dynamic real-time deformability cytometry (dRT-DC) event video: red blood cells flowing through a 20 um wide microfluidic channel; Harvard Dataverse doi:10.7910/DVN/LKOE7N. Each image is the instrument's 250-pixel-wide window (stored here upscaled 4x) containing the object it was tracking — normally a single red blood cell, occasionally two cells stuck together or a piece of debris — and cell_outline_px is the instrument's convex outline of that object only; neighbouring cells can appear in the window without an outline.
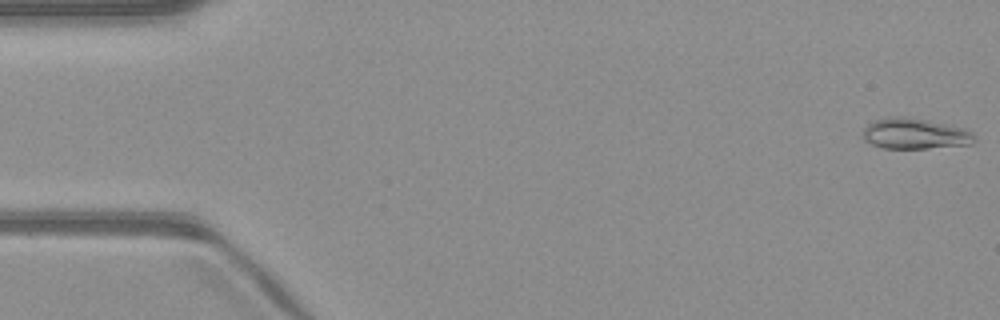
{"species": "common noctule bat (a hibernating species)", "species_latin": "Nyctalus noctula", "temperature_condition": "warm", "stored_images_in_passage": 50, "camera_frame_rate_fps": 3000, "um_per_image_px": 0.085, "animal": {"sex": "male", "body_mass_g": 23.1, "forearm_length_mm": 52.7}, "frame": {"image": 1, "passage_image": 1, "time_ms": 0.0, "image_size_px": [1000, 320], "cell_outline_px": [[976, 140], [972, 144], [928, 148], [884, 148], [872, 144], [864, 140], [864, 128], [872, 120], [888, 116], [908, 116], [952, 124], [968, 128], [972, 132]], "centroid_in_image_um": [77.81, 11.33], "position_along_channel_um": 7.2, "area_um2": 20.46}}
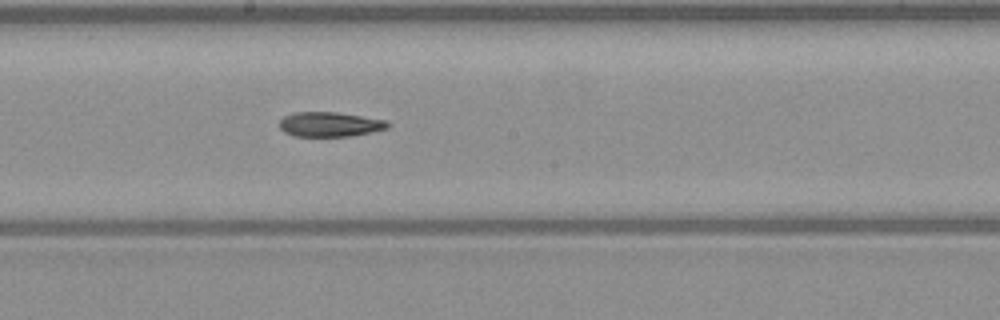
{"frame": {"image": 2, "passage_image": 27, "time_ms": 8.667, "image_size_px": [1000, 320], "cell_outline_px": [[392, 124], [388, 128], [372, 132], [352, 136], [296, 136], [284, 132], [280, 128], [280, 120], [284, 116], [296, 112], [336, 112], [388, 120]], "centroid_in_image_um": [28.08, 10.57], "position_along_channel_um": 220.1, "area_um2": 15.66}}
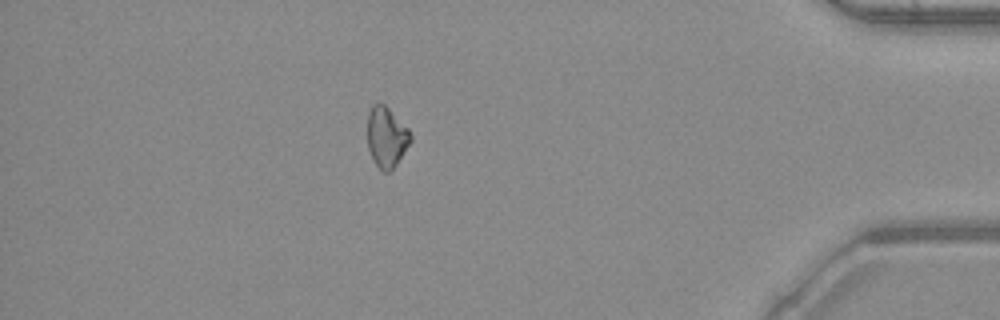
{"frame": {"image": 3, "passage_image": 44, "time_ms": 14.333, "image_size_px": [1000, 320], "cell_outline_px": [[412, 140], [396, 164], [388, 172], [384, 172], [376, 164], [368, 148], [368, 112], [372, 104], [384, 104], [408, 128], [412, 136]], "centroid_in_image_um": [32.86, 11.63], "position_along_channel_um": 402.3, "area_um2": 14.91}, "authors_computed_cell_mechanics": {"area_um2": 16.2707, "velocity_mm_per_s": 4.0785, "shape_relaxation_time_tau1_ms": 10.6551, "shape_relaxation_time_tau2_ms": null, "deformation_change_tau1": 0.176, "deformation_change_tau2": null}}